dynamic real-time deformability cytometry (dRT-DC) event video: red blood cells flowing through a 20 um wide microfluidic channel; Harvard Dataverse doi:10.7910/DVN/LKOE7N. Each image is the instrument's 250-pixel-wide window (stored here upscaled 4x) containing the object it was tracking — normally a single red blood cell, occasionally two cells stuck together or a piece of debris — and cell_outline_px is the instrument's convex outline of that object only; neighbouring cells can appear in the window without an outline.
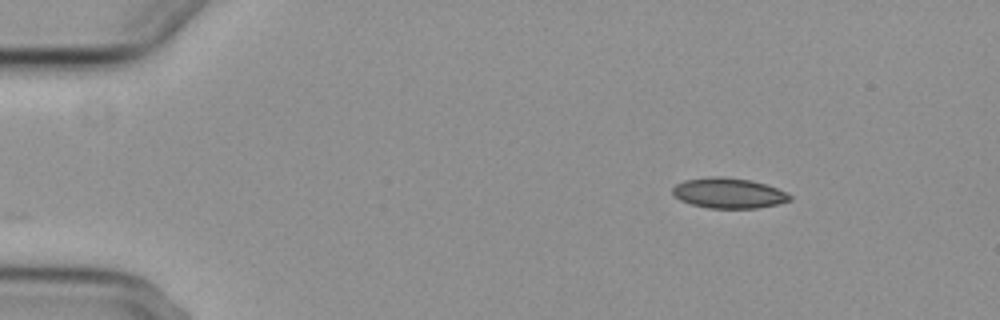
{"species": "common noctule bat (a hibernating species)", "species_latin": "Nyctalus noctula", "temperature_condition": "cold", "stored_images_in_passage": 2, "camera_frame_rate_fps": 3000, "um_per_image_px": 0.085, "animal": {"sex": "female", "body_mass_g": 29.2, "forearm_length_mm": 56.3}, "frame": {"image": 1, "passage_image": 2, "time_ms": 1.0, "image_size_px": [1000, 320], "cell_outline_px": [[792, 200], [776, 204], [756, 208], [708, 208], [692, 204], [680, 200], [672, 192], [672, 188], [676, 184], [684, 180], [712, 176], [720, 176], [752, 180], [788, 192], [792, 196]], "centroid_in_image_um": [61.94, 16.41], "position_along_channel_um": 23.1, "area_um2": 20.69}}